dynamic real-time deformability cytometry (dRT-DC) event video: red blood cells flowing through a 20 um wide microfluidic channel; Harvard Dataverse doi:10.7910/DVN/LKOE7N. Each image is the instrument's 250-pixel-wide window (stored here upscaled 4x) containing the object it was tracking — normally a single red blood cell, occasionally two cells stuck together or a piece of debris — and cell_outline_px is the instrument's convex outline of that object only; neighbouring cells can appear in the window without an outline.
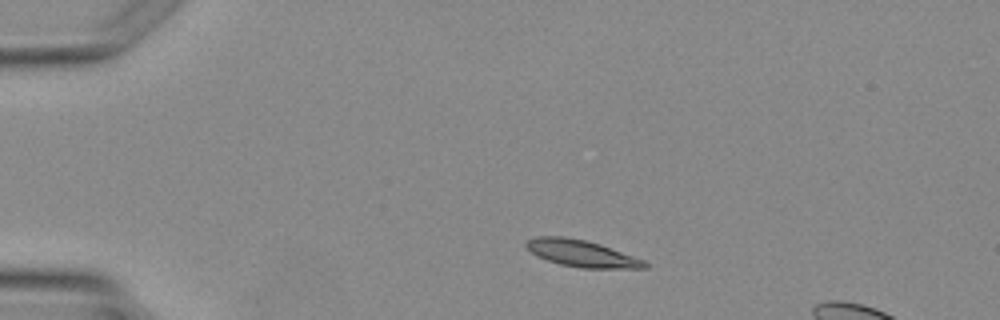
{"species": "Egyptian fruit bat (a non-hibernating species)", "species_latin": "Rousettus aegyptiacus", "temperature_condition": "warm", "stored_images_in_passage": 3, "segment_of_instrument_passage": [1, 2], "camera_frame_rate_fps": 3000, "um_per_image_px": 0.085, "animal": {"sex": "female"}, "frame": {"image": 1, "passage_image": 1, "time_ms": 0.0, "image_size_px": [1000, 320], "cell_outline_px": [[648, 268], [580, 268], [560, 264], [536, 256], [524, 244], [528, 240], [536, 236], [564, 236], [588, 240], [600, 244], [644, 260], [648, 264]], "centroid_in_image_um": [49.43, 21.53], "position_along_channel_um": 35.6, "area_um2": 18.44}}